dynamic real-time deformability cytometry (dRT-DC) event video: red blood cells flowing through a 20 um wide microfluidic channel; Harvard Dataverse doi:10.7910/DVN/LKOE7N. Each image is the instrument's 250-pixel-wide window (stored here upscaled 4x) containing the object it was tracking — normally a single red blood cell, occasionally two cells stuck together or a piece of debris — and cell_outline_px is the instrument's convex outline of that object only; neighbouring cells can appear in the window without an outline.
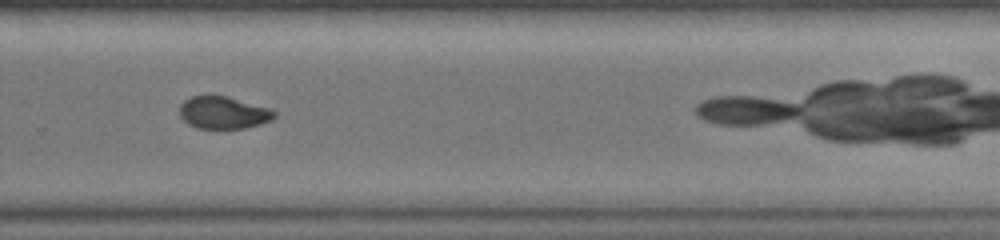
{"species": "common noctule bat (a hibernating species)", "species_latin": "Nyctalus noctula", "temperature_condition": "warm", "stored_images_in_passage": 24, "camera_frame_rate_fps": 3000, "um_per_image_px": 0.085, "animal": {"sex": "female", "body_mass_g": 19.0, "forearm_length_mm": 51.5}, "frame": {"image": 1, "passage_image": 14, "time_ms": 4.333, "image_size_px": [1000, 240], "cell_outline_px": [[276, 116], [272, 120], [260, 124], [244, 128], [196, 128], [188, 124], [180, 116], [180, 104], [184, 100], [192, 96], [228, 96], [272, 108], [276, 112]], "centroid_in_image_um": [19.02, 9.57], "position_along_channel_um": 310.8, "area_um2": 17.98}}